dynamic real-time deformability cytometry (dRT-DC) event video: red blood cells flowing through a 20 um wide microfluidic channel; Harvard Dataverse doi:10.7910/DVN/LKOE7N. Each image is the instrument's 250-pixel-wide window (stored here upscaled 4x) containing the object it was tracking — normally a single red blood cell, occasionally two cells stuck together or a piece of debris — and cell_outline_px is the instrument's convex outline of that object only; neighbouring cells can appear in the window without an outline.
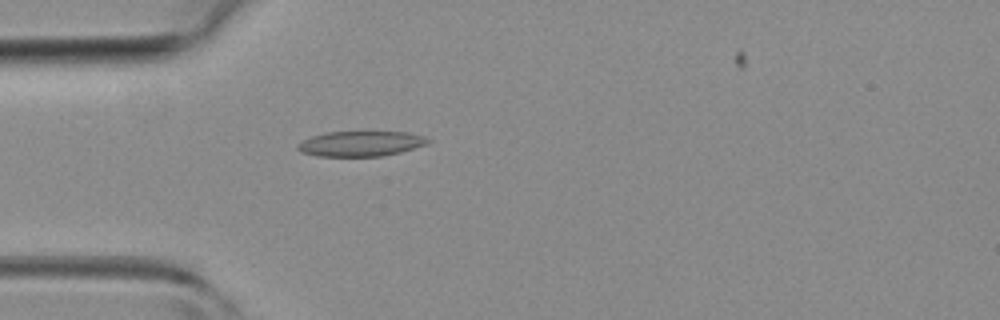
{"species": "common noctule bat (a hibernating species)", "species_latin": "Nyctalus noctula", "temperature_condition": "room temperature", "stored_images_in_passage": 2, "camera_frame_rate_fps": 3000, "um_per_image_px": 0.085, "animal": {"sex": "female", "body_mass_g": 19.3, "forearm_length_mm": 54.1}, "frame": {"image": 1, "passage_image": 2, "time_ms": 2.0, "image_size_px": [1000, 320], "cell_outline_px": [[432, 140], [428, 144], [400, 152], [384, 156], [316, 156], [300, 152], [296, 148], [296, 144], [312, 136], [324, 132], [408, 132], [424, 136]], "centroid_in_image_um": [30.66, 12.21], "position_along_channel_um": 54.3, "area_um2": 19.25}}